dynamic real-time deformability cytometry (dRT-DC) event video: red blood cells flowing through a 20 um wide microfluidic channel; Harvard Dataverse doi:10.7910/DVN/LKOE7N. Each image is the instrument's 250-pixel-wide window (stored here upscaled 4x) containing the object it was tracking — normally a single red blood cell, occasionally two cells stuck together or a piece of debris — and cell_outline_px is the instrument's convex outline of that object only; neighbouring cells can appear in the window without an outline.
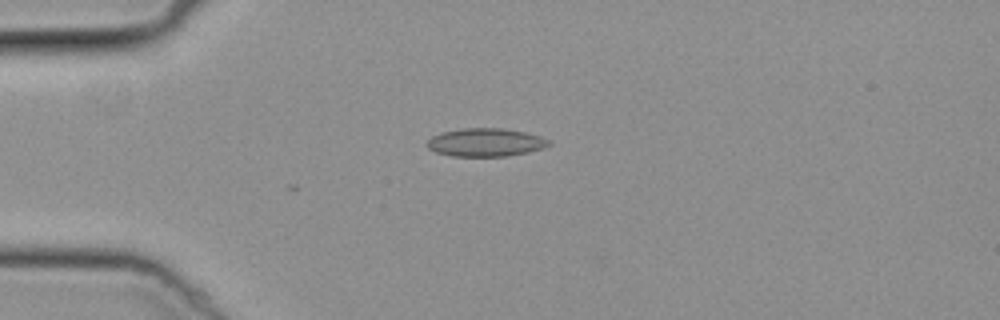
{"species": "common noctule bat (a hibernating species)", "species_latin": "Nyctalus noctula", "temperature_condition": "cold", "stored_images_in_passage": 3, "camera_frame_rate_fps": 3000, "um_per_image_px": 0.085, "animal": {"sex": "female", "body_mass_g": 19.3, "forearm_length_mm": 54.1}, "frame": {"image": 1, "passage_image": 1, "time_ms": 0.0, "image_size_px": [1000, 320], "cell_outline_px": [[552, 144], [528, 152], [508, 156], [452, 156], [436, 152], [428, 148], [428, 140], [432, 136], [440, 132], [460, 128], [504, 128], [524, 132], [540, 136], [548, 140]], "centroid_in_image_um": [41.25, 12.09], "position_along_channel_um": 43.8, "area_um2": 19.94}}